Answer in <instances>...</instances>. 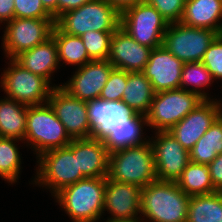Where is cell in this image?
I'll list each match as a JSON object with an SVG mask.
<instances>
[{"label": "cell", "mask_w": 222, "mask_h": 222, "mask_svg": "<svg viewBox=\"0 0 222 222\" xmlns=\"http://www.w3.org/2000/svg\"><path fill=\"white\" fill-rule=\"evenodd\" d=\"M222 87V86H221ZM216 104H217V107L219 109V113H220V117H222V101H220V99H214ZM222 100V99H221Z\"/></svg>", "instance_id": "cell-43"}, {"label": "cell", "mask_w": 222, "mask_h": 222, "mask_svg": "<svg viewBox=\"0 0 222 222\" xmlns=\"http://www.w3.org/2000/svg\"><path fill=\"white\" fill-rule=\"evenodd\" d=\"M186 222H222V191L190 196Z\"/></svg>", "instance_id": "cell-28"}, {"label": "cell", "mask_w": 222, "mask_h": 222, "mask_svg": "<svg viewBox=\"0 0 222 222\" xmlns=\"http://www.w3.org/2000/svg\"><path fill=\"white\" fill-rule=\"evenodd\" d=\"M14 60L26 70L45 78L52 84V75L60 69L58 49L51 36L45 42L17 55Z\"/></svg>", "instance_id": "cell-21"}, {"label": "cell", "mask_w": 222, "mask_h": 222, "mask_svg": "<svg viewBox=\"0 0 222 222\" xmlns=\"http://www.w3.org/2000/svg\"><path fill=\"white\" fill-rule=\"evenodd\" d=\"M153 49L139 44L119 27L112 36L108 60L115 69L143 71Z\"/></svg>", "instance_id": "cell-18"}, {"label": "cell", "mask_w": 222, "mask_h": 222, "mask_svg": "<svg viewBox=\"0 0 222 222\" xmlns=\"http://www.w3.org/2000/svg\"><path fill=\"white\" fill-rule=\"evenodd\" d=\"M92 0H57V18L63 13L79 8L83 4Z\"/></svg>", "instance_id": "cell-39"}, {"label": "cell", "mask_w": 222, "mask_h": 222, "mask_svg": "<svg viewBox=\"0 0 222 222\" xmlns=\"http://www.w3.org/2000/svg\"><path fill=\"white\" fill-rule=\"evenodd\" d=\"M28 106L4 96L0 98V137L24 142Z\"/></svg>", "instance_id": "cell-25"}, {"label": "cell", "mask_w": 222, "mask_h": 222, "mask_svg": "<svg viewBox=\"0 0 222 222\" xmlns=\"http://www.w3.org/2000/svg\"><path fill=\"white\" fill-rule=\"evenodd\" d=\"M157 180L176 182L190 162L189 152L169 131H156L150 137Z\"/></svg>", "instance_id": "cell-13"}, {"label": "cell", "mask_w": 222, "mask_h": 222, "mask_svg": "<svg viewBox=\"0 0 222 222\" xmlns=\"http://www.w3.org/2000/svg\"><path fill=\"white\" fill-rule=\"evenodd\" d=\"M213 186L222 191V153L208 164Z\"/></svg>", "instance_id": "cell-37"}, {"label": "cell", "mask_w": 222, "mask_h": 222, "mask_svg": "<svg viewBox=\"0 0 222 222\" xmlns=\"http://www.w3.org/2000/svg\"><path fill=\"white\" fill-rule=\"evenodd\" d=\"M141 190L138 185L107 178L103 215L107 211L111 219L141 221Z\"/></svg>", "instance_id": "cell-17"}, {"label": "cell", "mask_w": 222, "mask_h": 222, "mask_svg": "<svg viewBox=\"0 0 222 222\" xmlns=\"http://www.w3.org/2000/svg\"><path fill=\"white\" fill-rule=\"evenodd\" d=\"M213 82L214 79L211 73L202 62L184 63L180 89L196 93L204 100H214L215 98L210 97L209 94L205 92L206 87H210Z\"/></svg>", "instance_id": "cell-30"}, {"label": "cell", "mask_w": 222, "mask_h": 222, "mask_svg": "<svg viewBox=\"0 0 222 222\" xmlns=\"http://www.w3.org/2000/svg\"><path fill=\"white\" fill-rule=\"evenodd\" d=\"M15 18H53L41 0H14Z\"/></svg>", "instance_id": "cell-36"}, {"label": "cell", "mask_w": 222, "mask_h": 222, "mask_svg": "<svg viewBox=\"0 0 222 222\" xmlns=\"http://www.w3.org/2000/svg\"><path fill=\"white\" fill-rule=\"evenodd\" d=\"M127 76V71L114 68L109 74L99 98L103 101H121L127 84Z\"/></svg>", "instance_id": "cell-33"}, {"label": "cell", "mask_w": 222, "mask_h": 222, "mask_svg": "<svg viewBox=\"0 0 222 222\" xmlns=\"http://www.w3.org/2000/svg\"><path fill=\"white\" fill-rule=\"evenodd\" d=\"M154 94L151 82L142 71L128 72L127 84L121 101L133 113L146 115Z\"/></svg>", "instance_id": "cell-24"}, {"label": "cell", "mask_w": 222, "mask_h": 222, "mask_svg": "<svg viewBox=\"0 0 222 222\" xmlns=\"http://www.w3.org/2000/svg\"><path fill=\"white\" fill-rule=\"evenodd\" d=\"M108 1L119 13H122L125 9L135 6L138 3L145 0H106Z\"/></svg>", "instance_id": "cell-40"}, {"label": "cell", "mask_w": 222, "mask_h": 222, "mask_svg": "<svg viewBox=\"0 0 222 222\" xmlns=\"http://www.w3.org/2000/svg\"><path fill=\"white\" fill-rule=\"evenodd\" d=\"M189 200L176 182L155 180L141 190V222H186Z\"/></svg>", "instance_id": "cell-1"}, {"label": "cell", "mask_w": 222, "mask_h": 222, "mask_svg": "<svg viewBox=\"0 0 222 222\" xmlns=\"http://www.w3.org/2000/svg\"><path fill=\"white\" fill-rule=\"evenodd\" d=\"M3 51L7 59H14L20 53L45 42L51 37L54 18H13L5 23Z\"/></svg>", "instance_id": "cell-10"}, {"label": "cell", "mask_w": 222, "mask_h": 222, "mask_svg": "<svg viewBox=\"0 0 222 222\" xmlns=\"http://www.w3.org/2000/svg\"><path fill=\"white\" fill-rule=\"evenodd\" d=\"M201 62L211 73L213 79L222 81V34H218L209 45Z\"/></svg>", "instance_id": "cell-34"}, {"label": "cell", "mask_w": 222, "mask_h": 222, "mask_svg": "<svg viewBox=\"0 0 222 222\" xmlns=\"http://www.w3.org/2000/svg\"><path fill=\"white\" fill-rule=\"evenodd\" d=\"M87 114L92 126V137L103 140L116 127L127 123L133 112L122 101H87Z\"/></svg>", "instance_id": "cell-19"}, {"label": "cell", "mask_w": 222, "mask_h": 222, "mask_svg": "<svg viewBox=\"0 0 222 222\" xmlns=\"http://www.w3.org/2000/svg\"><path fill=\"white\" fill-rule=\"evenodd\" d=\"M113 69L109 60H92L76 68L71 78L60 86L82 101L98 99Z\"/></svg>", "instance_id": "cell-14"}, {"label": "cell", "mask_w": 222, "mask_h": 222, "mask_svg": "<svg viewBox=\"0 0 222 222\" xmlns=\"http://www.w3.org/2000/svg\"><path fill=\"white\" fill-rule=\"evenodd\" d=\"M168 25L160 12L146 1L120 13V27L139 44L152 49L163 45Z\"/></svg>", "instance_id": "cell-9"}, {"label": "cell", "mask_w": 222, "mask_h": 222, "mask_svg": "<svg viewBox=\"0 0 222 222\" xmlns=\"http://www.w3.org/2000/svg\"><path fill=\"white\" fill-rule=\"evenodd\" d=\"M155 7L168 23L180 22L186 0H145Z\"/></svg>", "instance_id": "cell-35"}, {"label": "cell", "mask_w": 222, "mask_h": 222, "mask_svg": "<svg viewBox=\"0 0 222 222\" xmlns=\"http://www.w3.org/2000/svg\"><path fill=\"white\" fill-rule=\"evenodd\" d=\"M15 18L14 0H0V24L10 22Z\"/></svg>", "instance_id": "cell-38"}, {"label": "cell", "mask_w": 222, "mask_h": 222, "mask_svg": "<svg viewBox=\"0 0 222 222\" xmlns=\"http://www.w3.org/2000/svg\"><path fill=\"white\" fill-rule=\"evenodd\" d=\"M36 159L38 167L31 182L50 189L53 196L62 188L85 178L78 171L77 155L72 153V141L65 147L45 151Z\"/></svg>", "instance_id": "cell-5"}, {"label": "cell", "mask_w": 222, "mask_h": 222, "mask_svg": "<svg viewBox=\"0 0 222 222\" xmlns=\"http://www.w3.org/2000/svg\"><path fill=\"white\" fill-rule=\"evenodd\" d=\"M8 60V67L3 70L0 79L5 97L26 106L47 103L51 90L58 86L50 85L45 78L26 70L14 59Z\"/></svg>", "instance_id": "cell-7"}, {"label": "cell", "mask_w": 222, "mask_h": 222, "mask_svg": "<svg viewBox=\"0 0 222 222\" xmlns=\"http://www.w3.org/2000/svg\"><path fill=\"white\" fill-rule=\"evenodd\" d=\"M55 25L72 36L91 30L116 31L120 27V13L106 0H92L60 15Z\"/></svg>", "instance_id": "cell-6"}, {"label": "cell", "mask_w": 222, "mask_h": 222, "mask_svg": "<svg viewBox=\"0 0 222 222\" xmlns=\"http://www.w3.org/2000/svg\"><path fill=\"white\" fill-rule=\"evenodd\" d=\"M217 35L214 30L190 27L181 22L169 23L163 46L183 63L201 62Z\"/></svg>", "instance_id": "cell-11"}, {"label": "cell", "mask_w": 222, "mask_h": 222, "mask_svg": "<svg viewBox=\"0 0 222 222\" xmlns=\"http://www.w3.org/2000/svg\"><path fill=\"white\" fill-rule=\"evenodd\" d=\"M184 63L163 45L151 51L148 63L142 71L151 82L155 93L180 89Z\"/></svg>", "instance_id": "cell-16"}, {"label": "cell", "mask_w": 222, "mask_h": 222, "mask_svg": "<svg viewBox=\"0 0 222 222\" xmlns=\"http://www.w3.org/2000/svg\"><path fill=\"white\" fill-rule=\"evenodd\" d=\"M71 141L48 102L28 106L24 143L33 149L36 158L45 151L65 147Z\"/></svg>", "instance_id": "cell-4"}, {"label": "cell", "mask_w": 222, "mask_h": 222, "mask_svg": "<svg viewBox=\"0 0 222 222\" xmlns=\"http://www.w3.org/2000/svg\"><path fill=\"white\" fill-rule=\"evenodd\" d=\"M106 183L107 178H84L57 192L55 202L71 222H98L103 216Z\"/></svg>", "instance_id": "cell-2"}, {"label": "cell", "mask_w": 222, "mask_h": 222, "mask_svg": "<svg viewBox=\"0 0 222 222\" xmlns=\"http://www.w3.org/2000/svg\"><path fill=\"white\" fill-rule=\"evenodd\" d=\"M203 101L198 94L184 89L155 93L146 114L147 125L155 131H168Z\"/></svg>", "instance_id": "cell-8"}, {"label": "cell", "mask_w": 222, "mask_h": 222, "mask_svg": "<svg viewBox=\"0 0 222 222\" xmlns=\"http://www.w3.org/2000/svg\"><path fill=\"white\" fill-rule=\"evenodd\" d=\"M144 126L148 127L146 115L133 113L120 127L112 129V131L103 139L104 145L109 153L132 146H139L150 139L143 137ZM143 134V135H142Z\"/></svg>", "instance_id": "cell-23"}, {"label": "cell", "mask_w": 222, "mask_h": 222, "mask_svg": "<svg viewBox=\"0 0 222 222\" xmlns=\"http://www.w3.org/2000/svg\"><path fill=\"white\" fill-rule=\"evenodd\" d=\"M115 31H87L81 39L91 60H108Z\"/></svg>", "instance_id": "cell-32"}, {"label": "cell", "mask_w": 222, "mask_h": 222, "mask_svg": "<svg viewBox=\"0 0 222 222\" xmlns=\"http://www.w3.org/2000/svg\"><path fill=\"white\" fill-rule=\"evenodd\" d=\"M15 138L0 137V177L9 184H14L19 180L22 170L20 150L17 148Z\"/></svg>", "instance_id": "cell-31"}, {"label": "cell", "mask_w": 222, "mask_h": 222, "mask_svg": "<svg viewBox=\"0 0 222 222\" xmlns=\"http://www.w3.org/2000/svg\"><path fill=\"white\" fill-rule=\"evenodd\" d=\"M51 36L57 44L59 63L63 62L62 64L74 65L79 68L92 61L80 36L66 34L56 25H54Z\"/></svg>", "instance_id": "cell-29"}, {"label": "cell", "mask_w": 222, "mask_h": 222, "mask_svg": "<svg viewBox=\"0 0 222 222\" xmlns=\"http://www.w3.org/2000/svg\"><path fill=\"white\" fill-rule=\"evenodd\" d=\"M176 183L188 196L208 195L218 191L213 186L209 166L205 164L189 162Z\"/></svg>", "instance_id": "cell-26"}, {"label": "cell", "mask_w": 222, "mask_h": 222, "mask_svg": "<svg viewBox=\"0 0 222 222\" xmlns=\"http://www.w3.org/2000/svg\"><path fill=\"white\" fill-rule=\"evenodd\" d=\"M221 153L222 117H219L189 151V159L196 164L208 165Z\"/></svg>", "instance_id": "cell-27"}, {"label": "cell", "mask_w": 222, "mask_h": 222, "mask_svg": "<svg viewBox=\"0 0 222 222\" xmlns=\"http://www.w3.org/2000/svg\"><path fill=\"white\" fill-rule=\"evenodd\" d=\"M48 103L71 139L92 137L86 101L71 96L59 85L51 90Z\"/></svg>", "instance_id": "cell-12"}, {"label": "cell", "mask_w": 222, "mask_h": 222, "mask_svg": "<svg viewBox=\"0 0 222 222\" xmlns=\"http://www.w3.org/2000/svg\"><path fill=\"white\" fill-rule=\"evenodd\" d=\"M107 178L112 181L146 187L157 180L150 140L139 146L109 153Z\"/></svg>", "instance_id": "cell-3"}, {"label": "cell", "mask_w": 222, "mask_h": 222, "mask_svg": "<svg viewBox=\"0 0 222 222\" xmlns=\"http://www.w3.org/2000/svg\"><path fill=\"white\" fill-rule=\"evenodd\" d=\"M72 153L77 155L78 171L85 178H107L109 151L96 137L72 139Z\"/></svg>", "instance_id": "cell-20"}, {"label": "cell", "mask_w": 222, "mask_h": 222, "mask_svg": "<svg viewBox=\"0 0 222 222\" xmlns=\"http://www.w3.org/2000/svg\"><path fill=\"white\" fill-rule=\"evenodd\" d=\"M222 0H186L181 23L222 34Z\"/></svg>", "instance_id": "cell-22"}, {"label": "cell", "mask_w": 222, "mask_h": 222, "mask_svg": "<svg viewBox=\"0 0 222 222\" xmlns=\"http://www.w3.org/2000/svg\"><path fill=\"white\" fill-rule=\"evenodd\" d=\"M105 222V221H104ZM106 222H141V221H134V220H120V219H111L107 217Z\"/></svg>", "instance_id": "cell-42"}, {"label": "cell", "mask_w": 222, "mask_h": 222, "mask_svg": "<svg viewBox=\"0 0 222 222\" xmlns=\"http://www.w3.org/2000/svg\"><path fill=\"white\" fill-rule=\"evenodd\" d=\"M45 10L54 18L57 19V0H41Z\"/></svg>", "instance_id": "cell-41"}, {"label": "cell", "mask_w": 222, "mask_h": 222, "mask_svg": "<svg viewBox=\"0 0 222 222\" xmlns=\"http://www.w3.org/2000/svg\"><path fill=\"white\" fill-rule=\"evenodd\" d=\"M219 117L215 100H204L168 131L189 152Z\"/></svg>", "instance_id": "cell-15"}]
</instances>
